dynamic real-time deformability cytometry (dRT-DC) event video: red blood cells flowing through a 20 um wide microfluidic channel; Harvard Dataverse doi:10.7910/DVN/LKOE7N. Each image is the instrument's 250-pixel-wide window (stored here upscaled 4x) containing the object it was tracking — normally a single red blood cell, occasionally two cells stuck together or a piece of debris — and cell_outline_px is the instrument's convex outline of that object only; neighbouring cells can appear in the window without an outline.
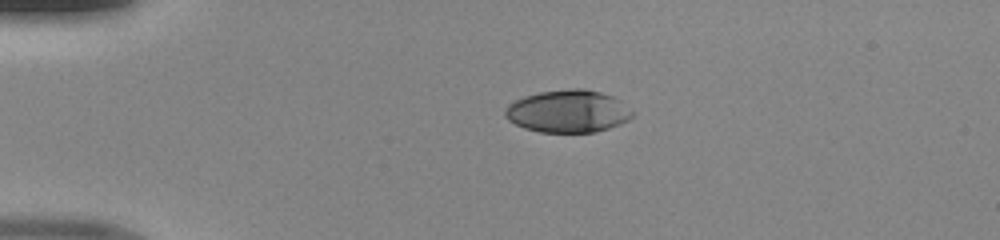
{"species": "human", "species_latin": "Homo sapiens", "temperature_condition": "room temperature", "stored_images_in_passage": 39, "camera_frame_rate_fps": 3000, "um_per_image_px": 0.085, "donor": {"sex": "male"}, "frame": {"image": 1, "passage_image": 1, "time_ms": 0.0, "image_size_px": [1000, 240], "cell_outline_px": [[636, 112], [628, 120], [620, 124], [596, 132], [540, 132], [524, 128], [508, 120], [504, 116], [504, 112], [508, 104], [524, 96], [540, 92], [572, 88], [584, 88], [600, 92], [612, 96], [620, 100]], "centroid_in_image_um": [48.3, 9.45], "position_along_channel_um": 36.7, "area_um2": 31.67}}
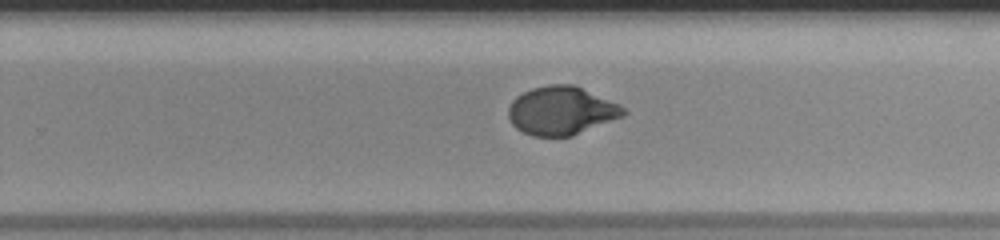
{"frame": {"image": 2, "passage_image": 22, "time_ms": 7.0, "image_size_px": [1000, 240], "cell_outline_px": [[628, 112], [624, 116], [572, 136], [532, 136], [516, 128], [512, 124], [508, 116], [508, 108], [512, 100], [516, 96], [532, 88], [548, 84], [572, 84], [620, 104]], "centroid_in_image_um": [47.71, 9.41], "position_along_channel_um": 282.1, "area_um2": 32.48}}
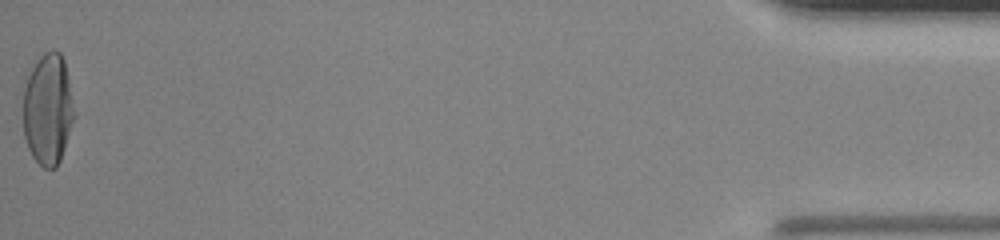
{"frame": {"image": 3, "passage_image": 39, "time_ms": 12.667, "image_size_px": [1000, 240], "cell_outline_px": [[76, 116], [60, 160], [56, 168], [44, 168], [32, 156], [28, 148], [24, 136], [24, 88], [28, 76], [36, 60], [44, 52], [52, 48], [60, 52], [64, 60], [76, 112]], "centroid_in_image_um": [4.1, 9.27], "position_along_channel_um": 431.1, "area_um2": 33.41}}